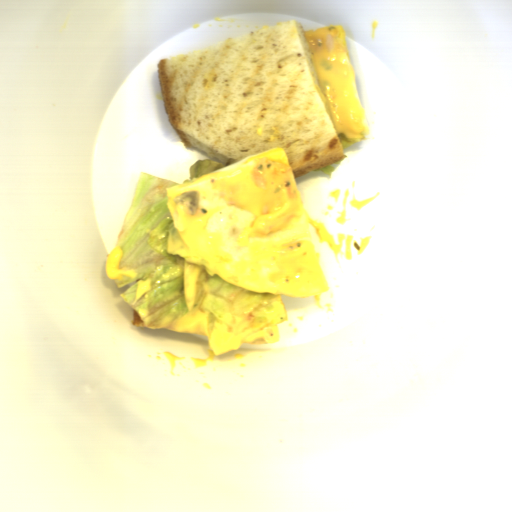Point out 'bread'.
Instances as JSON below:
<instances>
[{
  "label": "bread",
  "mask_w": 512,
  "mask_h": 512,
  "mask_svg": "<svg viewBox=\"0 0 512 512\" xmlns=\"http://www.w3.org/2000/svg\"><path fill=\"white\" fill-rule=\"evenodd\" d=\"M133 314H134L133 326L145 327L144 321H143L142 317L140 316L139 312L133 309Z\"/></svg>",
  "instance_id": "3"
},
{
  "label": "bread",
  "mask_w": 512,
  "mask_h": 512,
  "mask_svg": "<svg viewBox=\"0 0 512 512\" xmlns=\"http://www.w3.org/2000/svg\"><path fill=\"white\" fill-rule=\"evenodd\" d=\"M281 341L279 323L243 338L242 343H275Z\"/></svg>",
  "instance_id": "2"
},
{
  "label": "bread",
  "mask_w": 512,
  "mask_h": 512,
  "mask_svg": "<svg viewBox=\"0 0 512 512\" xmlns=\"http://www.w3.org/2000/svg\"><path fill=\"white\" fill-rule=\"evenodd\" d=\"M156 70L184 148L224 166L165 188L183 244L221 279L256 293L328 291L296 176L347 156L300 20L158 59Z\"/></svg>",
  "instance_id": "1"
}]
</instances>
